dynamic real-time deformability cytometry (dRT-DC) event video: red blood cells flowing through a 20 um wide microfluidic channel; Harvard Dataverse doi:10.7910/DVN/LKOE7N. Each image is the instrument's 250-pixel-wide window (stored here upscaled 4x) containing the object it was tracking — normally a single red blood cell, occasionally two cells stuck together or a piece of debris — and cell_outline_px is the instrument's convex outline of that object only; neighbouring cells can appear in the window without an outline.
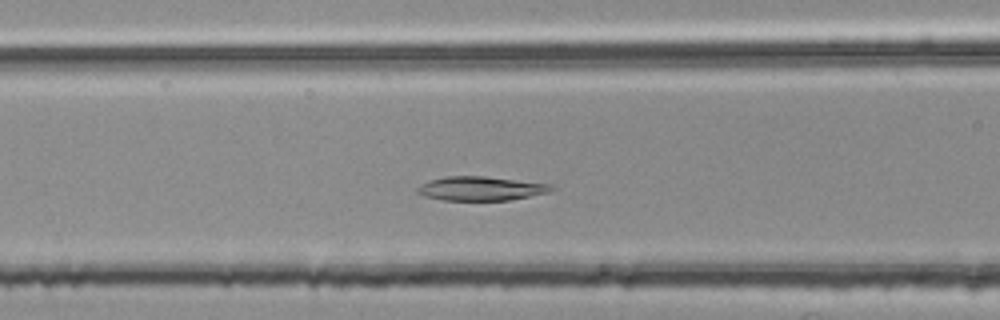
{"species": "common noctule bat (a hibernating species)", "species_latin": "Nyctalus noctula", "temperature_condition": "room temperature", "stored_images_in_passage": 36, "camera_frame_rate_fps": 3000, "um_per_image_px": 0.085, "animal": {"sex": "female", "body_mass_g": 25.1}, "frame": {"image": 1, "passage_image": 15, "time_ms": 4.667, "image_size_px": [1000, 320], "cell_outline_px": [[552, 188], [548, 192], [512, 200], [444, 200], [424, 196], [416, 192], [416, 188], [420, 184], [428, 180], [448, 176], [484, 176], [552, 184]], "centroid_in_image_um": [40.82, 16.02], "position_along_channel_um": 125.8, "area_um2": 18.73}}
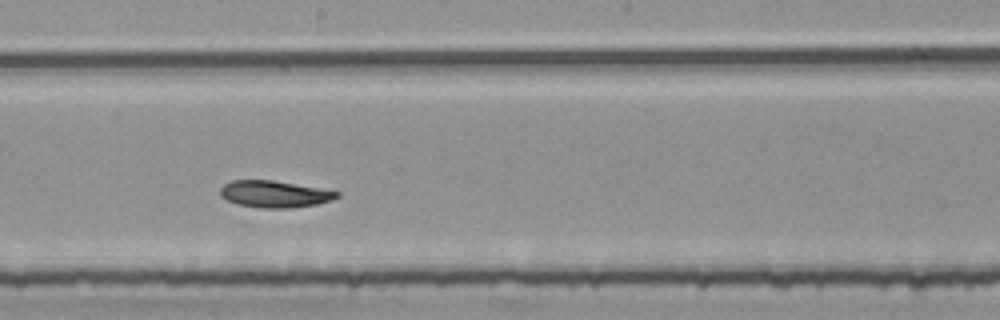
{"frame": {"image": 2, "passage_image": 23, "time_ms": 7.333, "image_size_px": [1000, 320], "cell_outline_px": [[340, 196], [332, 200], [316, 204], [288, 208], [260, 208], [240, 204], [228, 200], [220, 196], [220, 188], [224, 184], [232, 180], [272, 180], [340, 192]], "centroid_in_image_um": [23.32, 16.49], "position_along_channel_um": 224.9, "area_um2": 17.98}}
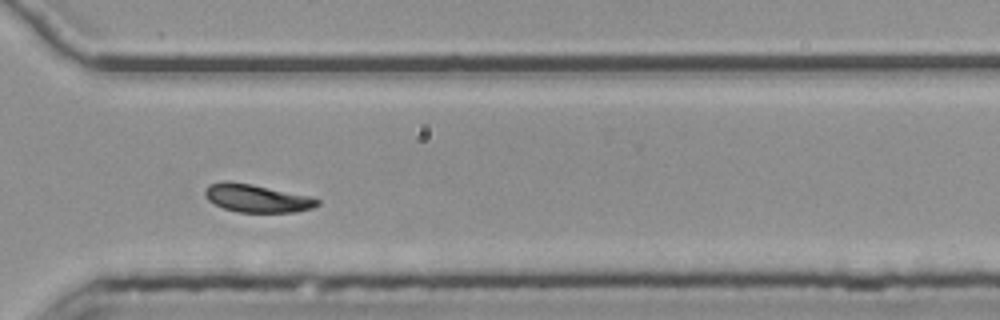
{"frame": {"image": 3, "passage_image": 33, "time_ms": 10.667, "image_size_px": [1000, 320], "cell_outline_px": [[320, 204], [312, 208], [296, 212], [236, 212], [224, 208], [208, 200], [204, 196], [204, 188], [208, 184], [224, 180], [228, 180], [252, 184], [312, 196], [320, 200]], "centroid_in_image_um": [21.82, 16.83], "position_along_channel_um": 348.8, "area_um2": 18.61}, "authors_computed_cell_mechanics": {"area_um2": 19.1318, "velocity_mm_per_s": 3.7171, "shape_relaxation_time_tau1_ms": 9.676, "shape_relaxation_time_tau2_ms": null, "deformation_change_tau1": 0.187, "deformation_change_tau2": null}}